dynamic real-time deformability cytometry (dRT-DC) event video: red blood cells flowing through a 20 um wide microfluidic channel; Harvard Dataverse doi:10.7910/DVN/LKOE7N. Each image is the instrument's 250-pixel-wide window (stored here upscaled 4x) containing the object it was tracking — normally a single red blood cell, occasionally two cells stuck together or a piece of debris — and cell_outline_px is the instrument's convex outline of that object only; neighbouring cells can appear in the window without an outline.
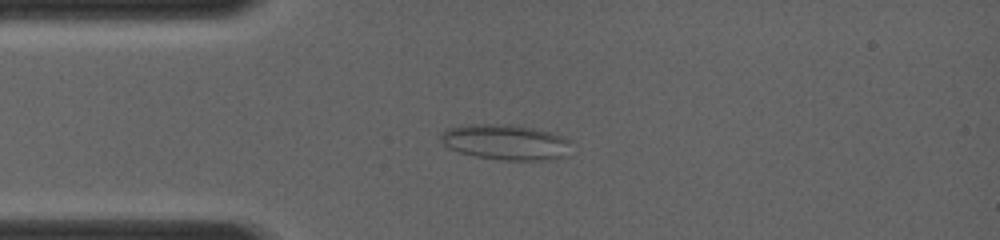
{"species": "common noctule bat (a hibernating species)", "species_latin": "Nyctalus noctula", "temperature_condition": "room temperature", "stored_images_in_passage": 3, "camera_frame_rate_fps": 4000, "um_per_image_px": 0.085, "animal": {"sex": "female", "body_mass_g": 19.0, "forearm_length_mm": 56.7}, "frame": {"image": 1, "passage_image": 3, "time_ms": 2.25, "image_size_px": [1000, 240], "cell_outline_px": [[572, 140], [568, 156], [548, 160], [500, 160], [476, 156], [460, 152], [448, 148], [440, 140], [440, 136], [448, 128], [472, 124], [512, 124], [552, 132]], "centroid_in_image_um": [43.04, 12.09], "position_along_channel_um": 42.0, "area_um2": 27.17}}